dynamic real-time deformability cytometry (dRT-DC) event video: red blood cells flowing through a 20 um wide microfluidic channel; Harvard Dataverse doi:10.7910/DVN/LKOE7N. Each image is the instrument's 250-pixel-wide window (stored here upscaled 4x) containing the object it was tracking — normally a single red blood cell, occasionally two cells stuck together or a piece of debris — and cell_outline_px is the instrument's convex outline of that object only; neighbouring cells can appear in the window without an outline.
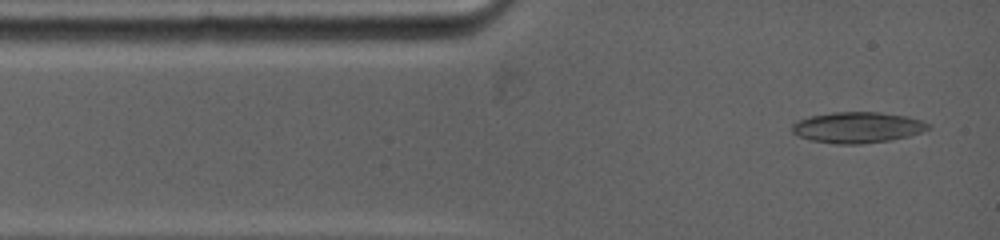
{"species": "common noctule bat (a hibernating species)", "species_latin": "Nyctalus noctula", "temperature_condition": "warm", "stored_images_in_passage": 10, "camera_frame_rate_fps": 5000, "um_per_image_px": 0.085, "animal": {"sex": "female", "body_mass_g": 19.0, "forearm_length_mm": 53.3}, "frame": {"image": 1, "passage_image": 1, "time_ms": 0.0, "image_size_px": [1000, 240], "cell_outline_px": [[932, 128], [908, 136], [892, 140], [860, 144], [836, 144], [812, 140], [796, 136], [792, 132], [792, 124], [796, 120], [812, 116], [832, 112], [880, 112], [904, 116], [924, 120]], "centroid_in_image_um": [72.87, 10.83], "position_along_channel_um": 12.1, "area_um2": 24.62}}
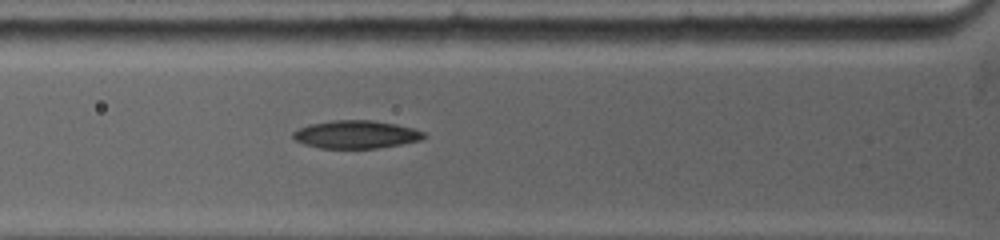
{"frame": {"image": 2, "passage_image": 6, "time_ms": 3.0, "image_size_px": [1000, 240], "cell_outline_px": [[428, 136], [420, 140], [400, 144], [376, 148], [320, 148], [304, 144], [296, 140], [292, 136], [292, 132], [308, 124], [332, 120], [372, 120], [396, 124], [412, 128], [424, 132]], "centroid_in_image_um": [30.25, 11.42], "position_along_channel_um": 95.5, "area_um2": 21.27}}
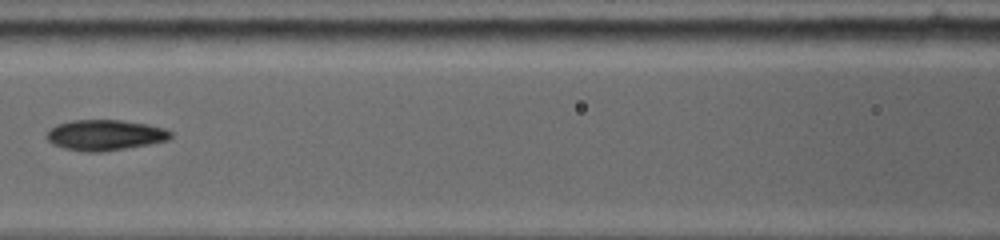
{"frame": {"image": 3, "passage_image": 9, "time_ms": 4.6, "image_size_px": [1000, 240], "cell_outline_px": [[172, 136], [168, 140], [148, 144], [104, 152], [84, 152], [64, 148], [52, 144], [44, 136], [48, 128], [56, 124], [72, 120], [120, 120], [148, 124], [164, 128], [172, 132]], "centroid_in_image_um": [8.87, 11.48], "position_along_channel_um": 157.7, "area_um2": 22.37}}